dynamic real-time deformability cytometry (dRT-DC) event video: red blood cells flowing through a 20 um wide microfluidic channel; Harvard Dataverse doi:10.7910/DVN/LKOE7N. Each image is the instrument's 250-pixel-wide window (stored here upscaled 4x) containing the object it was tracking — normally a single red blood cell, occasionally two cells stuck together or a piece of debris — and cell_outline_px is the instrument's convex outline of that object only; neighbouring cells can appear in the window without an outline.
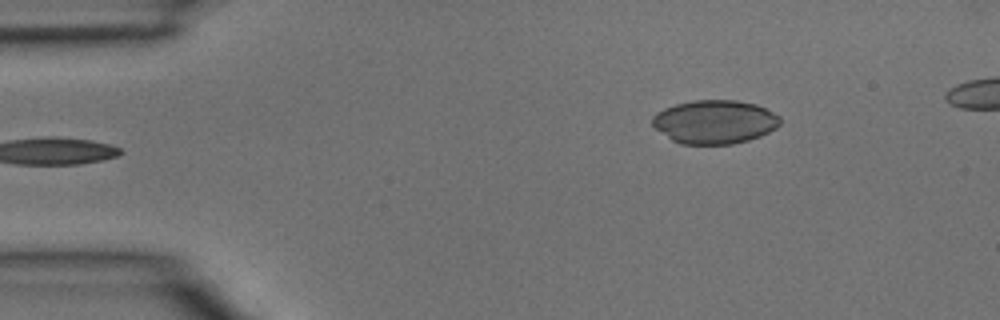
{"species": "common noctule bat (a hibernating species)", "species_latin": "Nyctalus noctula", "temperature_condition": "room temperature", "stored_images_in_passage": 5, "camera_frame_rate_fps": 3000, "um_per_image_px": 0.085, "animal": {"sex": "male", "body_mass_g": 15.6}, "frame": {"image": 1, "passage_image": 5, "time_ms": 1.333, "image_size_px": [1000, 320], "cell_outline_px": [[780, 124], [776, 128], [760, 136], [748, 140], [732, 144], [680, 144], [672, 140], [656, 128], [652, 124], [652, 116], [656, 112], [664, 108], [676, 104], [692, 100], [736, 100], [756, 104], [780, 116]], "centroid_in_image_um": [60.74, 10.35], "position_along_channel_um": 24.3, "area_um2": 32.48}}